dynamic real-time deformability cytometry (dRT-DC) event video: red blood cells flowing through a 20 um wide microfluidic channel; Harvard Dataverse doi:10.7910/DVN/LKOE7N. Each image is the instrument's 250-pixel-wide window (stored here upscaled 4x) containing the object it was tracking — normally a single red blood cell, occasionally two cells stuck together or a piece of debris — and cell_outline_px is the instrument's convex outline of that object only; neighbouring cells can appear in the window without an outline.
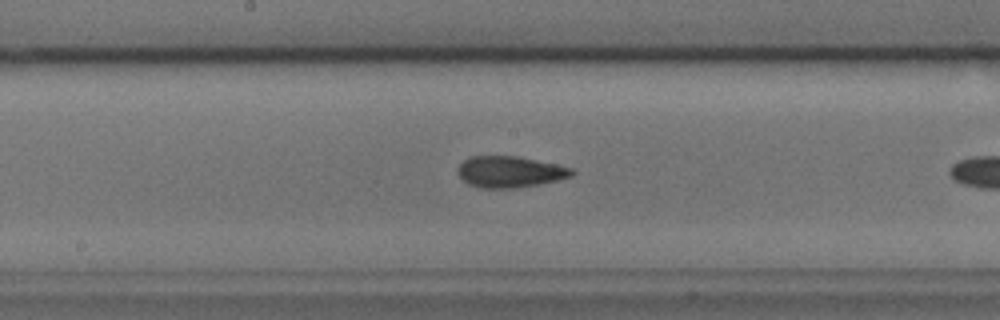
{"species": "common noctule bat (a hibernating species)", "species_latin": "Nyctalus noctula", "temperature_condition": "cold", "stored_images_in_passage": 25, "camera_frame_rate_fps": 3000, "um_per_image_px": 0.085, "animal": {"sex": "male", "body_mass_g": 17.9, "forearm_length_mm": 54.2}, "frame": {"image": 1, "passage_image": 11, "time_ms": 3.333, "image_size_px": [1000, 320], "cell_outline_px": [[576, 172], [572, 176], [556, 180], [536, 184], [512, 188], [480, 188], [468, 184], [456, 172], [460, 164], [464, 160], [472, 156], [516, 156], [556, 164], [572, 168]], "centroid_in_image_um": [43.32, 14.6], "position_along_channel_um": 204.9, "area_um2": 20.58}}